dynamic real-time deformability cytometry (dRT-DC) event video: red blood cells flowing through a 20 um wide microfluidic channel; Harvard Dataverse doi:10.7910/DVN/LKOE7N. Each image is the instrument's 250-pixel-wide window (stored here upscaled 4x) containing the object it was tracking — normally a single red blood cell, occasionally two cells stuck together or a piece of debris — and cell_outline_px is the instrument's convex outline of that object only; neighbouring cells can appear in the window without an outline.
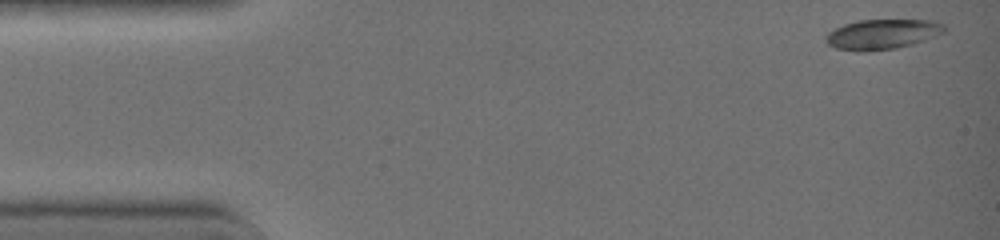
{"species": "common noctule bat (a hibernating species)", "species_latin": "Nyctalus noctula", "temperature_condition": "warm", "stored_images_in_passage": 40, "camera_frame_rate_fps": 3000, "um_per_image_px": 0.085, "animal": {"sex": "female", "body_mass_g": 19.0, "forearm_length_mm": 51.5}, "frame": {"image": 1, "passage_image": 1, "time_ms": 0.0, "image_size_px": [1000, 240], "cell_outline_px": [[948, 28], [944, 32], [924, 40], [912, 44], [896, 48], [868, 52], [856, 52], [836, 48], [828, 44], [824, 40], [824, 36], [828, 32], [844, 24], [860, 20], [932, 20], [944, 24]], "centroid_in_image_um": [74.97, 2.92], "position_along_channel_um": 10.0, "area_um2": 20.92}}
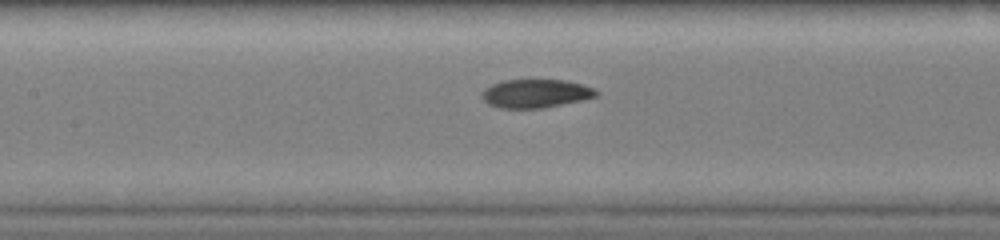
{"frame": {"image": 2, "passage_image": 19, "time_ms": 6.0, "image_size_px": [1000, 240], "cell_outline_px": [[600, 92], [596, 96], [580, 100], [540, 108], [500, 108], [488, 104], [480, 96], [484, 88], [500, 80], [568, 80], [592, 88]], "centroid_in_image_um": [45.47, 7.94], "position_along_channel_um": 161.9, "area_um2": 18.84}}
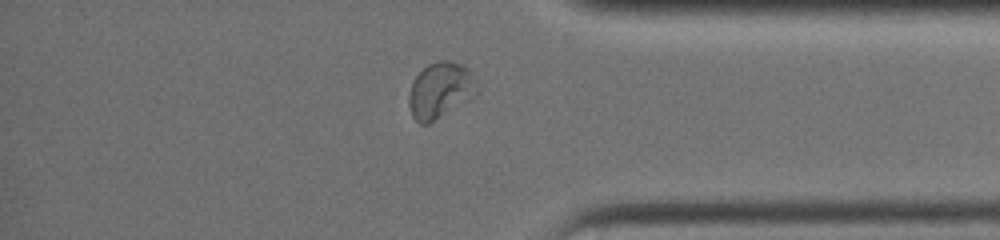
{"frame": {"image": 3, "passage_image": 35, "time_ms": 11.333, "image_size_px": [1000, 240], "cell_outline_px": [[480, 92], [428, 124], [420, 124], [412, 116], [408, 104], [408, 96], [412, 84], [416, 76], [428, 64], [440, 60], [448, 60], [464, 64], [468, 68], [476, 80], [480, 88]], "centroid_in_image_um": [37.45, 7.65], "position_along_channel_um": 397.8, "area_um2": 22.25}, "authors_computed_cell_mechanics": {"area_um2": 19.6809, "velocity_mm_per_s": 4.5007, "shape_relaxation_time_tau1_ms": 3.778, "shape_relaxation_time_tau2_ms": 1.0533, "deformation_change_tau1": 0.1635, "deformation_change_tau2": 0.0431}}